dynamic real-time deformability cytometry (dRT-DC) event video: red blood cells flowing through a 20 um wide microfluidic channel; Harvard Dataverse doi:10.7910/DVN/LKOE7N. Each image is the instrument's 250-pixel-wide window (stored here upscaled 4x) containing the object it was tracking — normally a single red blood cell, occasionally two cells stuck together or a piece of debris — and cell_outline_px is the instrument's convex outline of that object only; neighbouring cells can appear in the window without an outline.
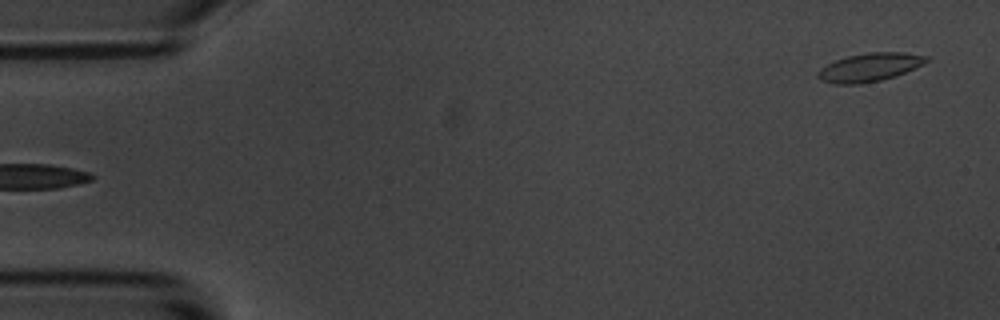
{"species": "common noctule bat (a hibernating species)", "species_latin": "Nyctalus noctula", "temperature_condition": "room temperature", "stored_images_in_passage": 4, "camera_frame_rate_fps": 3000, "um_per_image_px": 0.085, "animal": {"sex": "male", "body_mass_g": 20.1, "forearm_length_mm": 53.5}, "frame": {"image": 1, "passage_image": 4, "time_ms": 3.333, "image_size_px": [1000, 320], "cell_outline_px": [[932, 60], [916, 68], [896, 76], [880, 80], [860, 84], [832, 84], [820, 80], [816, 76], [816, 72], [820, 68], [836, 60], [848, 56], [868, 52], [904, 52], [928, 56]], "centroid_in_image_um": [73.94, 5.72], "position_along_channel_um": 11.1, "area_um2": 18.21}}